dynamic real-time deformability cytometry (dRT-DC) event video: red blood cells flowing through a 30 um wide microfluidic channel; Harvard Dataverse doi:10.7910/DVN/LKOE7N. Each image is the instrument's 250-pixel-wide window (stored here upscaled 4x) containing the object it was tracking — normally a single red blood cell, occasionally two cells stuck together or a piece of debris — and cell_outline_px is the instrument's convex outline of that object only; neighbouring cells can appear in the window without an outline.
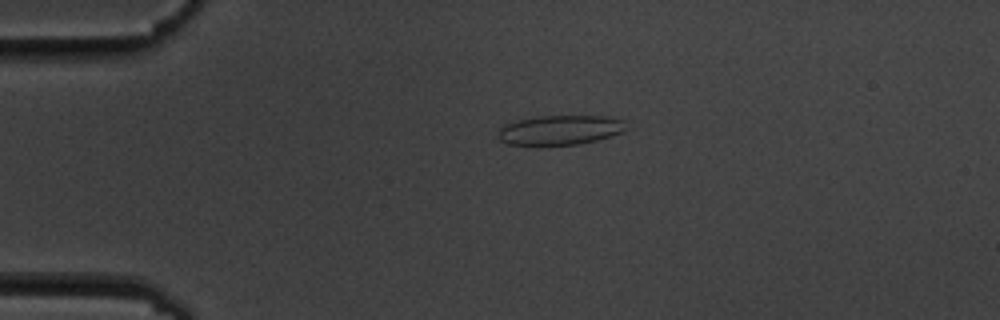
{"species": "common noctule bat (a hibernating species)", "species_latin": "Nyctalus noctula", "temperature_condition": "cold", "stored_images_in_passage": 5, "camera_frame_rate_fps": 3000, "um_per_image_px": 0.085, "animal": {"sex": "male", "body_mass_g": 19.5, "forearm_length_mm": 54.6}, "frame": {"image": 1, "passage_image": 4, "time_ms": 3.333, "image_size_px": [1000, 320], "cell_outline_px": [[624, 128], [620, 132], [612, 136], [580, 144], [508, 144], [500, 140], [496, 136], [500, 128], [504, 124], [516, 120], [536, 116], [604, 116], [624, 120]], "centroid_in_image_um": [47.55, 11.04], "position_along_channel_um": 37.4, "area_um2": 21.85}}